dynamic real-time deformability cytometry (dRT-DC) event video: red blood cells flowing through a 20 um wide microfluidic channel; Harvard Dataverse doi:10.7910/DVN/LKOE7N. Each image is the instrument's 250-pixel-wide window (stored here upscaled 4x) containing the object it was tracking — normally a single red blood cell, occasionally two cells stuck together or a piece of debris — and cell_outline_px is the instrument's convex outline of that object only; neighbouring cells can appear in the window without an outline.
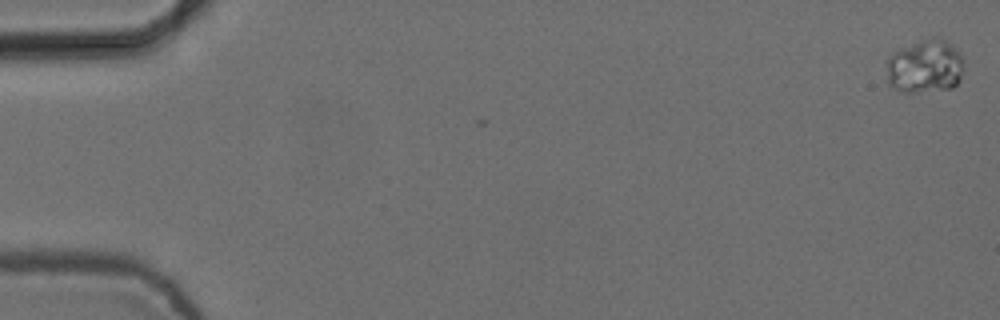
{"species": "common noctule bat (a hibernating species)", "species_latin": "Nyctalus noctula", "temperature_condition": "cold", "stored_images_in_passage": 2, "camera_frame_rate_fps": 3000, "um_per_image_px": 0.085, "animal": {"sex": "female", "body_mass_g": 24.6, "forearm_length_mm": 56.2}, "frame": {"image": 1, "passage_image": 1, "time_ms": 0.0, "image_size_px": [1000, 320], "cell_outline_px": [[964, 68], [960, 80], [952, 88], [912, 92], [900, 92], [892, 88], [888, 84], [888, 56], [892, 52], [900, 48], [920, 40], [932, 36], [936, 36], [952, 44], [964, 60]], "centroid_in_image_um": [78.63, 5.63], "position_along_channel_um": 6.4, "area_um2": 24.39}}